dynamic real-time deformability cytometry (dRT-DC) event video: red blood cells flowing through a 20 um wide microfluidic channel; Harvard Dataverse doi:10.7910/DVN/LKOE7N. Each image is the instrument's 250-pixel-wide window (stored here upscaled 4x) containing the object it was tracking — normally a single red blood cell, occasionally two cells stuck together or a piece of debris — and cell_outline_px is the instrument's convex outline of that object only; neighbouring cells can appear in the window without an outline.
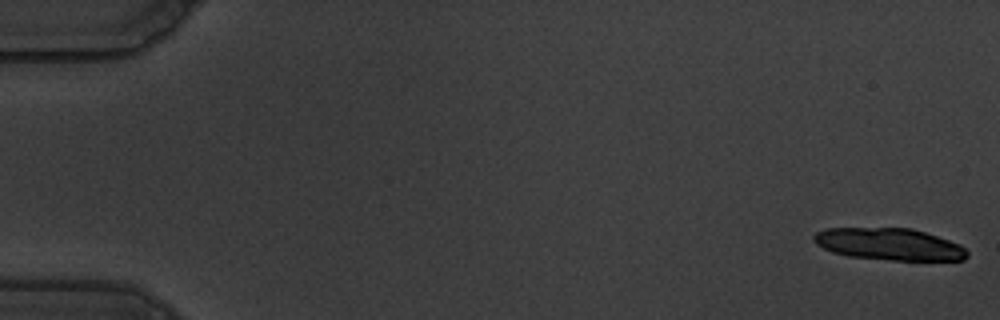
{"species": "common noctule bat (a hibernating species)", "species_latin": "Nyctalus noctula", "temperature_condition": "warm", "stored_images_in_passage": 18, "camera_frame_rate_fps": 3000, "um_per_image_px": 0.085, "animal": {"sex": "male", "body_mass_g": 19.5, "forearm_length_mm": 54.6}, "frame": {"image": 1, "passage_image": 1, "time_ms": 0.0, "image_size_px": [1000, 320], "cell_outline_px": [[968, 256], [964, 260], [892, 260], [848, 256], [832, 252], [816, 244], [812, 240], [812, 236], [816, 232], [824, 228], [912, 228], [960, 244], [968, 252]], "centroid_in_image_um": [75.55, 20.75], "position_along_channel_um": 9.5, "area_um2": 28.55}}